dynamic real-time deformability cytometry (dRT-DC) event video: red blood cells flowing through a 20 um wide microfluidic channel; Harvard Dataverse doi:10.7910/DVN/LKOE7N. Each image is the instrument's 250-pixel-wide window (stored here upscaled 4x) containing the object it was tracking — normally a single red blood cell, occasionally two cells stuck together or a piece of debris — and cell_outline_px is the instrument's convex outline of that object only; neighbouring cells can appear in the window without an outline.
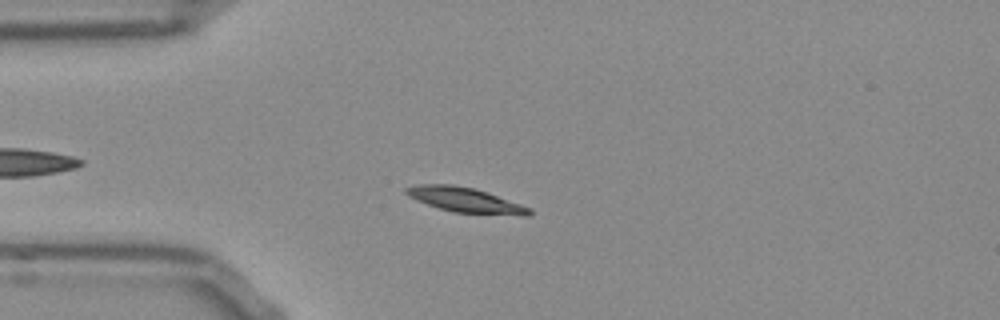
{"species": "Egyptian fruit bat (a non-hibernating species)", "species_latin": "Rousettus aegyptiacus", "temperature_condition": "room temperature", "stored_images_in_passage": 51, "camera_frame_rate_fps": 3000, "um_per_image_px": 0.085, "frame": {"image": 1, "passage_image": 11, "time_ms": 3.333, "image_size_px": [1000, 320], "cell_outline_px": [[532, 212], [528, 216], [520, 216], [452, 212], [416, 200], [408, 196], [404, 192], [404, 188], [420, 184], [452, 184], [472, 188], [488, 192], [532, 208]], "centroid_in_image_um": [39.58, 17.01], "position_along_channel_um": 45.4, "area_um2": 17.98}}
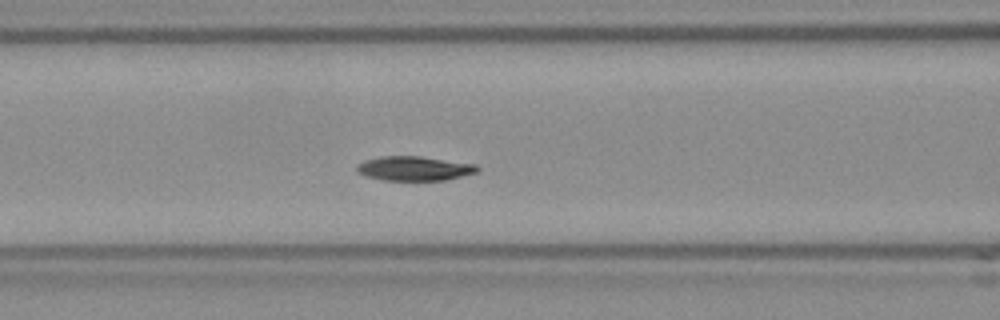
{"frame": {"image": 2, "passage_image": 19, "time_ms": 6.0, "image_size_px": [1000, 320], "cell_outline_px": [[480, 168], [476, 172], [444, 180], [384, 180], [368, 176], [356, 172], [356, 164], [380, 156], [420, 156], [476, 164]], "centroid_in_image_um": [35.2, 14.31], "position_along_channel_um": 131.4, "area_um2": 16.94}}
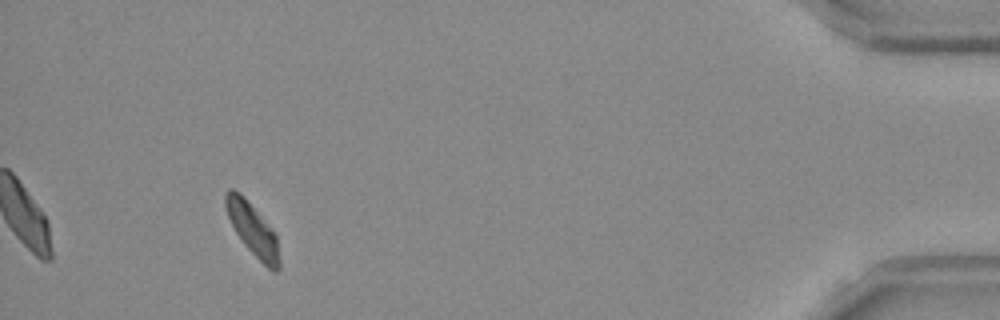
{"frame": {"image": 3, "passage_image": 47, "time_ms": 15.333, "image_size_px": [1000, 320], "cell_outline_px": [[280, 268], [276, 272], [268, 268], [244, 244], [236, 232], [228, 216], [224, 204], [224, 192], [228, 188], [232, 188], [240, 192], [244, 196], [276, 232], [280, 260]], "centroid_in_image_um": [21.48, 19.46], "position_along_channel_um": 413.7, "area_um2": 16.47}, "authors_computed_cell_mechanics": {"area_um2": 16.9354, "velocity_mm_per_s": 3.7735, "shape_relaxation_time_tau1_ms": 2.0753, "shape_relaxation_time_tau2_ms": null, "deformation_change_tau1": 0.08, "deformation_change_tau2": null}}